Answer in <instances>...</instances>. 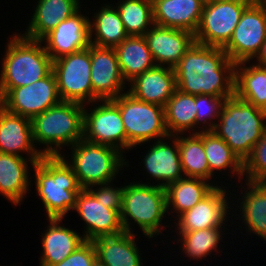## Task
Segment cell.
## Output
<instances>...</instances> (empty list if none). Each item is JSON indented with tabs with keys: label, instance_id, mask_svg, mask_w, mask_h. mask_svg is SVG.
Returning <instances> with one entry per match:
<instances>
[{
	"label": "cell",
	"instance_id": "obj_29",
	"mask_svg": "<svg viewBox=\"0 0 266 266\" xmlns=\"http://www.w3.org/2000/svg\"><path fill=\"white\" fill-rule=\"evenodd\" d=\"M216 185L200 178L184 177L165 187L168 215L177 218L206 197ZM170 213V215H169ZM172 213V214H171Z\"/></svg>",
	"mask_w": 266,
	"mask_h": 266
},
{
	"label": "cell",
	"instance_id": "obj_31",
	"mask_svg": "<svg viewBox=\"0 0 266 266\" xmlns=\"http://www.w3.org/2000/svg\"><path fill=\"white\" fill-rule=\"evenodd\" d=\"M114 49L127 83L156 66L144 36H128Z\"/></svg>",
	"mask_w": 266,
	"mask_h": 266
},
{
	"label": "cell",
	"instance_id": "obj_40",
	"mask_svg": "<svg viewBox=\"0 0 266 266\" xmlns=\"http://www.w3.org/2000/svg\"><path fill=\"white\" fill-rule=\"evenodd\" d=\"M96 259L97 254L93 242L85 240L62 262L53 266H92Z\"/></svg>",
	"mask_w": 266,
	"mask_h": 266
},
{
	"label": "cell",
	"instance_id": "obj_1",
	"mask_svg": "<svg viewBox=\"0 0 266 266\" xmlns=\"http://www.w3.org/2000/svg\"><path fill=\"white\" fill-rule=\"evenodd\" d=\"M173 69L176 87L183 93L234 95L235 64L223 48L194 43Z\"/></svg>",
	"mask_w": 266,
	"mask_h": 266
},
{
	"label": "cell",
	"instance_id": "obj_24",
	"mask_svg": "<svg viewBox=\"0 0 266 266\" xmlns=\"http://www.w3.org/2000/svg\"><path fill=\"white\" fill-rule=\"evenodd\" d=\"M31 165H30V164ZM34 162L24 157L0 152V195L14 206H20L31 191L30 166ZM29 165V166H28Z\"/></svg>",
	"mask_w": 266,
	"mask_h": 266
},
{
	"label": "cell",
	"instance_id": "obj_3",
	"mask_svg": "<svg viewBox=\"0 0 266 266\" xmlns=\"http://www.w3.org/2000/svg\"><path fill=\"white\" fill-rule=\"evenodd\" d=\"M83 123L84 105L61 101L31 119L34 144L36 148L44 147L43 156L62 155L61 150L67 151L64 147H71L83 139Z\"/></svg>",
	"mask_w": 266,
	"mask_h": 266
},
{
	"label": "cell",
	"instance_id": "obj_9",
	"mask_svg": "<svg viewBox=\"0 0 266 266\" xmlns=\"http://www.w3.org/2000/svg\"><path fill=\"white\" fill-rule=\"evenodd\" d=\"M87 105L91 107L89 110ZM87 105H84V140L113 147L123 154L133 150L127 141L119 107L113 100H96Z\"/></svg>",
	"mask_w": 266,
	"mask_h": 266
},
{
	"label": "cell",
	"instance_id": "obj_26",
	"mask_svg": "<svg viewBox=\"0 0 266 266\" xmlns=\"http://www.w3.org/2000/svg\"><path fill=\"white\" fill-rule=\"evenodd\" d=\"M23 36L42 40L61 21L71 17L80 8L81 0H38Z\"/></svg>",
	"mask_w": 266,
	"mask_h": 266
},
{
	"label": "cell",
	"instance_id": "obj_37",
	"mask_svg": "<svg viewBox=\"0 0 266 266\" xmlns=\"http://www.w3.org/2000/svg\"><path fill=\"white\" fill-rule=\"evenodd\" d=\"M226 98L229 97H217L206 94L195 95V107L197 108L196 128L198 127V133L200 130L209 131L215 127Z\"/></svg>",
	"mask_w": 266,
	"mask_h": 266
},
{
	"label": "cell",
	"instance_id": "obj_25",
	"mask_svg": "<svg viewBox=\"0 0 266 266\" xmlns=\"http://www.w3.org/2000/svg\"><path fill=\"white\" fill-rule=\"evenodd\" d=\"M62 218H49L47 229L40 235L42 253L40 266H53L62 262L85 240L76 230L62 226Z\"/></svg>",
	"mask_w": 266,
	"mask_h": 266
},
{
	"label": "cell",
	"instance_id": "obj_14",
	"mask_svg": "<svg viewBox=\"0 0 266 266\" xmlns=\"http://www.w3.org/2000/svg\"><path fill=\"white\" fill-rule=\"evenodd\" d=\"M230 185V186H229ZM231 184L229 187L224 185L216 186L206 197H204L199 203H197L193 208L184 211L180 214L174 222V229L172 232H189L194 230H202L208 228L216 227H227L228 221L232 220V225H234L231 210ZM224 186V187H223ZM227 188V189H226ZM230 192V193H228ZM231 198V199H230ZM230 200V201H229ZM230 205V206H229ZM231 210H230V209ZM229 216V217H228ZM231 219H228L230 218ZM227 222V224H226Z\"/></svg>",
	"mask_w": 266,
	"mask_h": 266
},
{
	"label": "cell",
	"instance_id": "obj_21",
	"mask_svg": "<svg viewBox=\"0 0 266 266\" xmlns=\"http://www.w3.org/2000/svg\"><path fill=\"white\" fill-rule=\"evenodd\" d=\"M244 181L245 184L241 187V191L239 188V198L233 197L237 199L236 201L232 198V202H235L232 203V207L237 205L234 210L241 213L238 212L236 215L232 213V218L233 216H236L234 218H237L236 220L240 218L241 225L246 226V232H249L250 236L251 234L257 235L266 242V183Z\"/></svg>",
	"mask_w": 266,
	"mask_h": 266
},
{
	"label": "cell",
	"instance_id": "obj_16",
	"mask_svg": "<svg viewBox=\"0 0 266 266\" xmlns=\"http://www.w3.org/2000/svg\"><path fill=\"white\" fill-rule=\"evenodd\" d=\"M169 140L172 141V144L169 143ZM148 146L150 147H148V151L146 150L142 156L144 158L141 159L140 163L143 162V167L141 168L144 169L143 172L146 171L147 177L151 176L150 178L153 182L151 180L148 182L139 180V183L165 188L167 185L185 177L178 149V134L152 141V145Z\"/></svg>",
	"mask_w": 266,
	"mask_h": 266
},
{
	"label": "cell",
	"instance_id": "obj_30",
	"mask_svg": "<svg viewBox=\"0 0 266 266\" xmlns=\"http://www.w3.org/2000/svg\"><path fill=\"white\" fill-rule=\"evenodd\" d=\"M100 7L96 13H93V19L89 20L90 43L99 47L114 48L128 35L114 3L103 2Z\"/></svg>",
	"mask_w": 266,
	"mask_h": 266
},
{
	"label": "cell",
	"instance_id": "obj_17",
	"mask_svg": "<svg viewBox=\"0 0 266 266\" xmlns=\"http://www.w3.org/2000/svg\"><path fill=\"white\" fill-rule=\"evenodd\" d=\"M89 20V15L82 14L80 8L42 39L52 61L89 47L91 44Z\"/></svg>",
	"mask_w": 266,
	"mask_h": 266
},
{
	"label": "cell",
	"instance_id": "obj_15",
	"mask_svg": "<svg viewBox=\"0 0 266 266\" xmlns=\"http://www.w3.org/2000/svg\"><path fill=\"white\" fill-rule=\"evenodd\" d=\"M92 103L113 100L128 91L113 47L90 44ZM125 90V91H124Z\"/></svg>",
	"mask_w": 266,
	"mask_h": 266
},
{
	"label": "cell",
	"instance_id": "obj_39",
	"mask_svg": "<svg viewBox=\"0 0 266 266\" xmlns=\"http://www.w3.org/2000/svg\"><path fill=\"white\" fill-rule=\"evenodd\" d=\"M114 181L90 186L87 190L105 207L116 210L119 214L122 208L125 185L114 187Z\"/></svg>",
	"mask_w": 266,
	"mask_h": 266
},
{
	"label": "cell",
	"instance_id": "obj_45",
	"mask_svg": "<svg viewBox=\"0 0 266 266\" xmlns=\"http://www.w3.org/2000/svg\"><path fill=\"white\" fill-rule=\"evenodd\" d=\"M256 1H259L261 3H265L266 4V0H256Z\"/></svg>",
	"mask_w": 266,
	"mask_h": 266
},
{
	"label": "cell",
	"instance_id": "obj_23",
	"mask_svg": "<svg viewBox=\"0 0 266 266\" xmlns=\"http://www.w3.org/2000/svg\"><path fill=\"white\" fill-rule=\"evenodd\" d=\"M128 88L135 98L164 107L177 89L174 69L156 65L136 76Z\"/></svg>",
	"mask_w": 266,
	"mask_h": 266
},
{
	"label": "cell",
	"instance_id": "obj_12",
	"mask_svg": "<svg viewBox=\"0 0 266 266\" xmlns=\"http://www.w3.org/2000/svg\"><path fill=\"white\" fill-rule=\"evenodd\" d=\"M253 0L205 2L195 43L223 48L230 40L244 9Z\"/></svg>",
	"mask_w": 266,
	"mask_h": 266
},
{
	"label": "cell",
	"instance_id": "obj_7",
	"mask_svg": "<svg viewBox=\"0 0 266 266\" xmlns=\"http://www.w3.org/2000/svg\"><path fill=\"white\" fill-rule=\"evenodd\" d=\"M69 156L62 153V157L72 167L80 186L87 189L90 186L116 180V176L124 168L128 170L129 159L126 153L107 145L95 144L84 139L69 148ZM66 156V157H65Z\"/></svg>",
	"mask_w": 266,
	"mask_h": 266
},
{
	"label": "cell",
	"instance_id": "obj_2",
	"mask_svg": "<svg viewBox=\"0 0 266 266\" xmlns=\"http://www.w3.org/2000/svg\"><path fill=\"white\" fill-rule=\"evenodd\" d=\"M36 196L44 206L46 217L66 218L76 206L77 195L83 189L72 167L59 156H43L32 166Z\"/></svg>",
	"mask_w": 266,
	"mask_h": 266
},
{
	"label": "cell",
	"instance_id": "obj_43",
	"mask_svg": "<svg viewBox=\"0 0 266 266\" xmlns=\"http://www.w3.org/2000/svg\"><path fill=\"white\" fill-rule=\"evenodd\" d=\"M214 1H232V0H205V2H214Z\"/></svg>",
	"mask_w": 266,
	"mask_h": 266
},
{
	"label": "cell",
	"instance_id": "obj_35",
	"mask_svg": "<svg viewBox=\"0 0 266 266\" xmlns=\"http://www.w3.org/2000/svg\"><path fill=\"white\" fill-rule=\"evenodd\" d=\"M178 149L184 176L209 181V166L204 149V131L189 133V135L178 134Z\"/></svg>",
	"mask_w": 266,
	"mask_h": 266
},
{
	"label": "cell",
	"instance_id": "obj_36",
	"mask_svg": "<svg viewBox=\"0 0 266 266\" xmlns=\"http://www.w3.org/2000/svg\"><path fill=\"white\" fill-rule=\"evenodd\" d=\"M115 5L128 36H144L154 25L152 0H117Z\"/></svg>",
	"mask_w": 266,
	"mask_h": 266
},
{
	"label": "cell",
	"instance_id": "obj_5",
	"mask_svg": "<svg viewBox=\"0 0 266 266\" xmlns=\"http://www.w3.org/2000/svg\"><path fill=\"white\" fill-rule=\"evenodd\" d=\"M7 39L1 58L0 89L30 85L52 71V59L42 40H34L13 33Z\"/></svg>",
	"mask_w": 266,
	"mask_h": 266
},
{
	"label": "cell",
	"instance_id": "obj_38",
	"mask_svg": "<svg viewBox=\"0 0 266 266\" xmlns=\"http://www.w3.org/2000/svg\"><path fill=\"white\" fill-rule=\"evenodd\" d=\"M244 180L266 183V130L243 162Z\"/></svg>",
	"mask_w": 266,
	"mask_h": 266
},
{
	"label": "cell",
	"instance_id": "obj_13",
	"mask_svg": "<svg viewBox=\"0 0 266 266\" xmlns=\"http://www.w3.org/2000/svg\"><path fill=\"white\" fill-rule=\"evenodd\" d=\"M60 102L57 80L53 71L30 85L0 89V106L10 113L29 119Z\"/></svg>",
	"mask_w": 266,
	"mask_h": 266
},
{
	"label": "cell",
	"instance_id": "obj_32",
	"mask_svg": "<svg viewBox=\"0 0 266 266\" xmlns=\"http://www.w3.org/2000/svg\"><path fill=\"white\" fill-rule=\"evenodd\" d=\"M250 63L235 64L234 94L261 109L266 104V67Z\"/></svg>",
	"mask_w": 266,
	"mask_h": 266
},
{
	"label": "cell",
	"instance_id": "obj_20",
	"mask_svg": "<svg viewBox=\"0 0 266 266\" xmlns=\"http://www.w3.org/2000/svg\"><path fill=\"white\" fill-rule=\"evenodd\" d=\"M36 148L31 119L8 112L0 106V152L27 158L38 162L43 154ZM22 152V153H21Z\"/></svg>",
	"mask_w": 266,
	"mask_h": 266
},
{
	"label": "cell",
	"instance_id": "obj_22",
	"mask_svg": "<svg viewBox=\"0 0 266 266\" xmlns=\"http://www.w3.org/2000/svg\"><path fill=\"white\" fill-rule=\"evenodd\" d=\"M204 5L205 0H152L153 22L195 34Z\"/></svg>",
	"mask_w": 266,
	"mask_h": 266
},
{
	"label": "cell",
	"instance_id": "obj_27",
	"mask_svg": "<svg viewBox=\"0 0 266 266\" xmlns=\"http://www.w3.org/2000/svg\"><path fill=\"white\" fill-rule=\"evenodd\" d=\"M136 236L137 233L123 232L93 239L97 259L105 266H143Z\"/></svg>",
	"mask_w": 266,
	"mask_h": 266
},
{
	"label": "cell",
	"instance_id": "obj_42",
	"mask_svg": "<svg viewBox=\"0 0 266 266\" xmlns=\"http://www.w3.org/2000/svg\"><path fill=\"white\" fill-rule=\"evenodd\" d=\"M92 266H105V265L101 263L98 259H96Z\"/></svg>",
	"mask_w": 266,
	"mask_h": 266
},
{
	"label": "cell",
	"instance_id": "obj_44",
	"mask_svg": "<svg viewBox=\"0 0 266 266\" xmlns=\"http://www.w3.org/2000/svg\"><path fill=\"white\" fill-rule=\"evenodd\" d=\"M261 109L266 113V104Z\"/></svg>",
	"mask_w": 266,
	"mask_h": 266
},
{
	"label": "cell",
	"instance_id": "obj_6",
	"mask_svg": "<svg viewBox=\"0 0 266 266\" xmlns=\"http://www.w3.org/2000/svg\"><path fill=\"white\" fill-rule=\"evenodd\" d=\"M166 213L168 211L164 187L139 183L137 180L125 184L120 212L124 232H135L131 227L136 224L144 237L152 240L161 235L167 226L171 228L170 224L164 225L167 222L162 223L167 217Z\"/></svg>",
	"mask_w": 266,
	"mask_h": 266
},
{
	"label": "cell",
	"instance_id": "obj_34",
	"mask_svg": "<svg viewBox=\"0 0 266 266\" xmlns=\"http://www.w3.org/2000/svg\"><path fill=\"white\" fill-rule=\"evenodd\" d=\"M165 123L170 136L198 133L196 129L195 95L186 94L178 89L164 106ZM191 131V132H189Z\"/></svg>",
	"mask_w": 266,
	"mask_h": 266
},
{
	"label": "cell",
	"instance_id": "obj_11",
	"mask_svg": "<svg viewBox=\"0 0 266 266\" xmlns=\"http://www.w3.org/2000/svg\"><path fill=\"white\" fill-rule=\"evenodd\" d=\"M266 40V4L253 0L243 11L229 42L223 47L234 63L253 61Z\"/></svg>",
	"mask_w": 266,
	"mask_h": 266
},
{
	"label": "cell",
	"instance_id": "obj_41",
	"mask_svg": "<svg viewBox=\"0 0 266 266\" xmlns=\"http://www.w3.org/2000/svg\"><path fill=\"white\" fill-rule=\"evenodd\" d=\"M255 64L261 67H266V40L263 43L260 52L258 55L255 57Z\"/></svg>",
	"mask_w": 266,
	"mask_h": 266
},
{
	"label": "cell",
	"instance_id": "obj_18",
	"mask_svg": "<svg viewBox=\"0 0 266 266\" xmlns=\"http://www.w3.org/2000/svg\"><path fill=\"white\" fill-rule=\"evenodd\" d=\"M73 211L84 221V240L92 241L101 236H115L124 232L120 214L98 202L87 189H82L77 195Z\"/></svg>",
	"mask_w": 266,
	"mask_h": 266
},
{
	"label": "cell",
	"instance_id": "obj_10",
	"mask_svg": "<svg viewBox=\"0 0 266 266\" xmlns=\"http://www.w3.org/2000/svg\"><path fill=\"white\" fill-rule=\"evenodd\" d=\"M61 101L92 103L90 45L52 62Z\"/></svg>",
	"mask_w": 266,
	"mask_h": 266
},
{
	"label": "cell",
	"instance_id": "obj_4",
	"mask_svg": "<svg viewBox=\"0 0 266 266\" xmlns=\"http://www.w3.org/2000/svg\"><path fill=\"white\" fill-rule=\"evenodd\" d=\"M265 130L266 113L234 94L224 100L219 119L211 131L244 162Z\"/></svg>",
	"mask_w": 266,
	"mask_h": 266
},
{
	"label": "cell",
	"instance_id": "obj_19",
	"mask_svg": "<svg viewBox=\"0 0 266 266\" xmlns=\"http://www.w3.org/2000/svg\"><path fill=\"white\" fill-rule=\"evenodd\" d=\"M144 37L155 64L170 68H174L195 43V35L189 31L156 24Z\"/></svg>",
	"mask_w": 266,
	"mask_h": 266
},
{
	"label": "cell",
	"instance_id": "obj_8",
	"mask_svg": "<svg viewBox=\"0 0 266 266\" xmlns=\"http://www.w3.org/2000/svg\"><path fill=\"white\" fill-rule=\"evenodd\" d=\"M113 101L119 107L127 141L133 148L170 136L165 123L164 107L143 102L128 91Z\"/></svg>",
	"mask_w": 266,
	"mask_h": 266
},
{
	"label": "cell",
	"instance_id": "obj_28",
	"mask_svg": "<svg viewBox=\"0 0 266 266\" xmlns=\"http://www.w3.org/2000/svg\"><path fill=\"white\" fill-rule=\"evenodd\" d=\"M204 149L209 166V182L211 181V183H214L216 186L223 184H220V181H216L215 184V180L212 179L214 175L216 176V174H218L217 171H219V174L226 172L228 174L230 172V175L228 174L230 181L235 175V180L236 178L237 181L239 180L240 182L244 180L243 162L231 150L228 144L211 130L204 131Z\"/></svg>",
	"mask_w": 266,
	"mask_h": 266
},
{
	"label": "cell",
	"instance_id": "obj_33",
	"mask_svg": "<svg viewBox=\"0 0 266 266\" xmlns=\"http://www.w3.org/2000/svg\"><path fill=\"white\" fill-rule=\"evenodd\" d=\"M223 228V229H222ZM229 229L225 227L208 228L202 230H194L189 232H176L177 240L175 244L180 245L179 251L184 257H188L192 260L201 261L206 260L205 258L212 257V252L215 254L223 253L220 249L223 242V238L226 235L224 232ZM181 243V244H180ZM221 243V244H219ZM203 259V260H202Z\"/></svg>",
	"mask_w": 266,
	"mask_h": 266
}]
</instances>
